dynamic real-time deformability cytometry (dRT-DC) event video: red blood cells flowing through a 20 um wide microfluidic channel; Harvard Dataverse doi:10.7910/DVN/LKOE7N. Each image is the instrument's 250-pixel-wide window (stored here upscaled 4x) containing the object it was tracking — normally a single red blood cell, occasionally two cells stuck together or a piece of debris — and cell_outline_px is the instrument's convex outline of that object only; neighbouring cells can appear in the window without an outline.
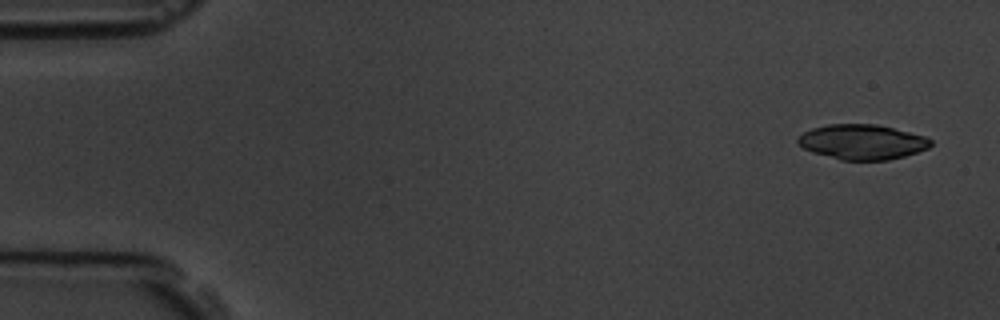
{"species": "common noctule bat (a hibernating species)", "species_latin": "Nyctalus noctula", "temperature_condition": "room temperature", "stored_images_in_passage": 6, "segment_of_instrument_passage": [1, 2], "camera_frame_rate_fps": 3000, "um_per_image_px": 0.085, "animal": {"sex": "male", "body_mass_g": 19.5, "forearm_length_mm": 54.6}, "frame": {"image": 1, "passage_image": 1, "time_ms": 0.0, "image_size_px": [1000, 320], "cell_outline_px": [[932, 144], [928, 148], [904, 156], [888, 160], [840, 160], [812, 152], [804, 148], [796, 140], [804, 132], [812, 128], [828, 124], [876, 124], [924, 136], [932, 140]], "centroid_in_image_um": [73.28, 12.07], "position_along_channel_um": 11.7, "area_um2": 26.88}}